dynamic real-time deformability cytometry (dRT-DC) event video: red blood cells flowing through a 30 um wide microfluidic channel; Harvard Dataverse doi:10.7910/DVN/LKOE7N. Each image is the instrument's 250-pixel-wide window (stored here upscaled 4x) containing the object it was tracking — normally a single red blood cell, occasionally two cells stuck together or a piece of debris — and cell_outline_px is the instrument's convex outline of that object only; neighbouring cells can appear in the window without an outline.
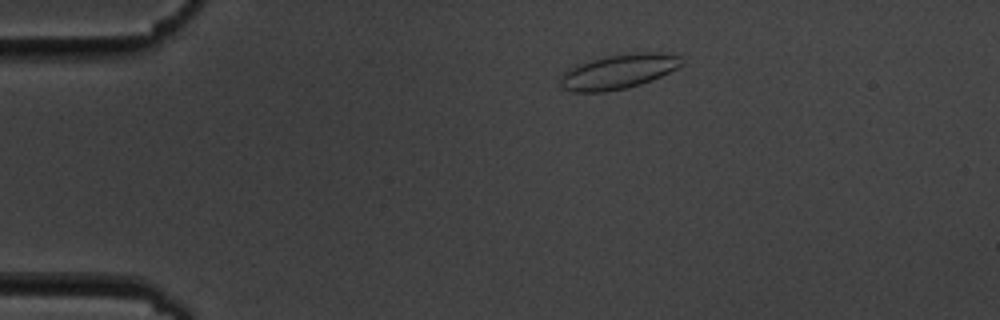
{"species": "common noctule bat (a hibernating species)", "species_latin": "Nyctalus noctula", "temperature_condition": "cold", "stored_images_in_passage": 8, "camera_frame_rate_fps": 3000, "um_per_image_px": 0.085, "animal": {"sex": "male", "body_mass_g": 19.5, "forearm_length_mm": 54.6}, "frame": {"image": 1, "passage_image": 1, "time_ms": 0.0, "image_size_px": [1000, 320], "cell_outline_px": [[684, 64], [652, 80], [628, 88], [604, 92], [572, 92], [564, 88], [560, 84], [560, 76], [564, 72], [576, 64], [608, 56], [636, 52], [664, 52], [680, 56]], "centroid_in_image_um": [52.57, 6.08], "position_along_channel_um": 32.4, "area_um2": 24.45}}
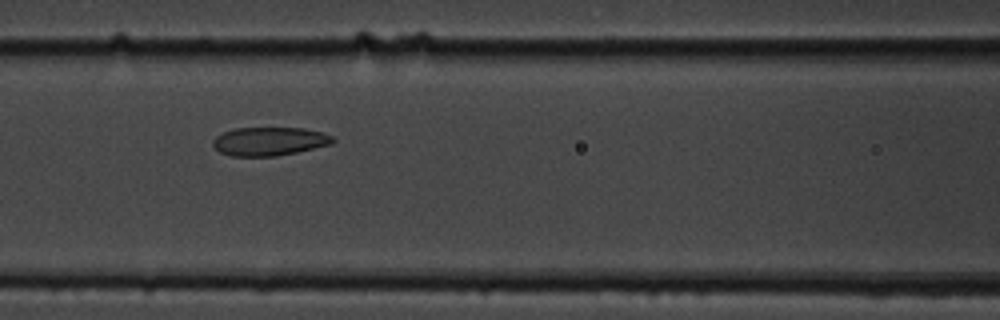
{"frame": {"image": 2, "passage_image": 5, "time_ms": 4.667, "image_size_px": [1000, 320], "cell_outline_px": [[336, 140], [332, 144], [296, 152], [276, 156], [232, 156], [220, 152], [212, 144], [212, 140], [216, 136], [224, 132], [236, 128], [304, 128], [320, 132], [332, 136]], "centroid_in_image_um": [22.89, 12.01], "position_along_channel_um": 143.7, "area_um2": 19.83}}
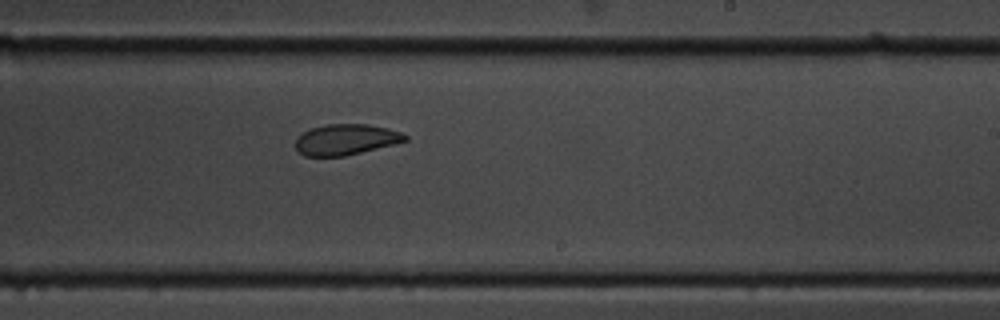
{"frame": {"image": 3, "passage_image": 8, "time_ms": 8.0, "image_size_px": [1000, 320], "cell_outline_px": [[408, 140], [396, 144], [344, 156], [304, 156], [296, 148], [296, 136], [308, 128], [328, 124], [368, 124], [388, 128], [400, 132], [408, 136]], "centroid_in_image_um": [29.39, 11.85], "position_along_channel_um": 259.6, "area_um2": 19.83}}